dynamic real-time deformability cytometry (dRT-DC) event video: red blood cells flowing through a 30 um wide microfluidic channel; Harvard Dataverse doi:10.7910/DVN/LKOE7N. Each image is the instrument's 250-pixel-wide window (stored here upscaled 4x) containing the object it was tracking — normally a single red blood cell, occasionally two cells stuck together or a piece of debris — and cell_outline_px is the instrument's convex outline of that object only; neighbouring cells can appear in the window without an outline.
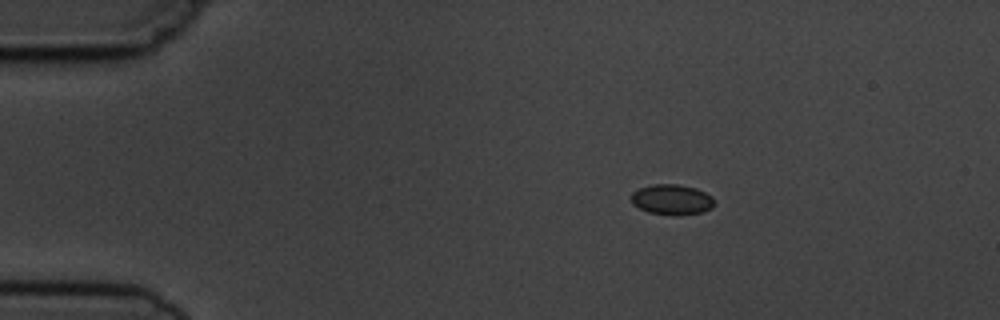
{"species": "common noctule bat (a hibernating species)", "species_latin": "Nyctalus noctula", "temperature_condition": "cold", "stored_images_in_passage": 3, "camera_frame_rate_fps": 3000, "um_per_image_px": 0.085, "animal": {"sex": "male", "body_mass_g": 19.5, "forearm_length_mm": 54.6}, "frame": {"image": 1, "passage_image": 1, "time_ms": 0.0, "image_size_px": [1000, 320], "cell_outline_px": [[716, 204], [712, 208], [700, 212], [672, 216], [648, 212], [632, 204], [632, 192], [640, 188], [652, 184], [676, 184], [696, 188], [712, 196]], "centroid_in_image_um": [57.12, 16.97], "position_along_channel_um": 27.9, "area_um2": 14.74}}
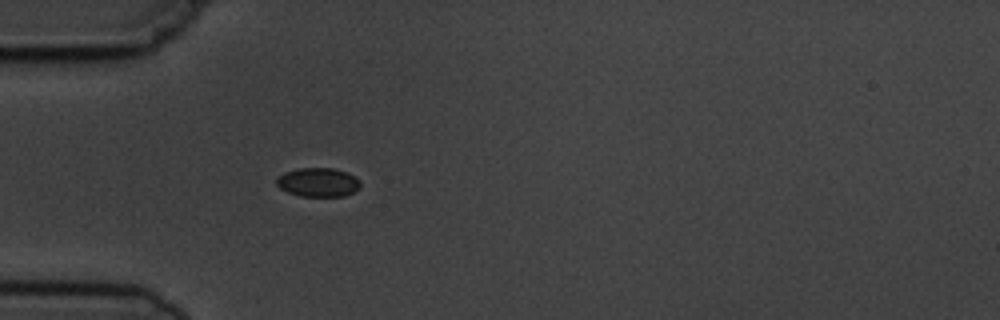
{"frame": {"image": 2, "passage_image": 3, "time_ms": 2.333, "image_size_px": [1000, 320], "cell_outline_px": [[360, 188], [344, 196], [300, 196], [288, 192], [280, 188], [276, 184], [276, 180], [284, 172], [300, 168], [332, 168], [348, 172], [360, 180]], "centroid_in_image_um": [27.06, 15.49], "position_along_channel_um": 57.9, "area_um2": 14.1}}